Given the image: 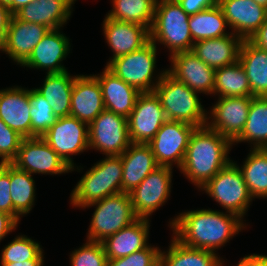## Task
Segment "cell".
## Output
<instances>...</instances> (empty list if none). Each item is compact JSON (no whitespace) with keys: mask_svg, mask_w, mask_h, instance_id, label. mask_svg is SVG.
<instances>
[{"mask_svg":"<svg viewBox=\"0 0 267 266\" xmlns=\"http://www.w3.org/2000/svg\"><path fill=\"white\" fill-rule=\"evenodd\" d=\"M238 215L212 209L180 213L170 222L173 236L183 245L216 252L245 228Z\"/></svg>","mask_w":267,"mask_h":266,"instance_id":"6da1fadb","label":"cell"},{"mask_svg":"<svg viewBox=\"0 0 267 266\" xmlns=\"http://www.w3.org/2000/svg\"><path fill=\"white\" fill-rule=\"evenodd\" d=\"M233 142L207 125L196 128L190 137L179 170L199 189L232 160L228 154ZM231 146V147H230Z\"/></svg>","mask_w":267,"mask_h":266,"instance_id":"7a4b0ae2","label":"cell"},{"mask_svg":"<svg viewBox=\"0 0 267 266\" xmlns=\"http://www.w3.org/2000/svg\"><path fill=\"white\" fill-rule=\"evenodd\" d=\"M159 98L167 120L188 123L197 128L207 125V116L198 93L167 71L153 91Z\"/></svg>","mask_w":267,"mask_h":266,"instance_id":"3957f363","label":"cell"},{"mask_svg":"<svg viewBox=\"0 0 267 266\" xmlns=\"http://www.w3.org/2000/svg\"><path fill=\"white\" fill-rule=\"evenodd\" d=\"M122 158L107 156L98 161L76 184L71 193V204L84 208L107 196L122 192Z\"/></svg>","mask_w":267,"mask_h":266,"instance_id":"277c9868","label":"cell"},{"mask_svg":"<svg viewBox=\"0 0 267 266\" xmlns=\"http://www.w3.org/2000/svg\"><path fill=\"white\" fill-rule=\"evenodd\" d=\"M189 17L176 0H158L150 40L155 45L160 42L167 46L171 55L192 51L194 41L189 29Z\"/></svg>","mask_w":267,"mask_h":266,"instance_id":"5b68a950","label":"cell"},{"mask_svg":"<svg viewBox=\"0 0 267 266\" xmlns=\"http://www.w3.org/2000/svg\"><path fill=\"white\" fill-rule=\"evenodd\" d=\"M93 205H96V209L88 230L89 241L102 242L138 219L133 210L130 194L126 192L107 196L84 208Z\"/></svg>","mask_w":267,"mask_h":266,"instance_id":"8992f818","label":"cell"},{"mask_svg":"<svg viewBox=\"0 0 267 266\" xmlns=\"http://www.w3.org/2000/svg\"><path fill=\"white\" fill-rule=\"evenodd\" d=\"M157 47L150 40L142 48L127 55L113 59L106 67L125 83L135 87L141 93L153 92L159 84L164 72L163 70L155 83L153 74L156 67Z\"/></svg>","mask_w":267,"mask_h":266,"instance_id":"52a82bcc","label":"cell"},{"mask_svg":"<svg viewBox=\"0 0 267 266\" xmlns=\"http://www.w3.org/2000/svg\"><path fill=\"white\" fill-rule=\"evenodd\" d=\"M202 189L225 208L226 212L236 214L240 218L246 214L253 200L239 166L233 161L221 169Z\"/></svg>","mask_w":267,"mask_h":266,"instance_id":"ba28073f","label":"cell"},{"mask_svg":"<svg viewBox=\"0 0 267 266\" xmlns=\"http://www.w3.org/2000/svg\"><path fill=\"white\" fill-rule=\"evenodd\" d=\"M89 149L106 156H120L131 144L127 118L107 110L88 124Z\"/></svg>","mask_w":267,"mask_h":266,"instance_id":"9c48e42d","label":"cell"},{"mask_svg":"<svg viewBox=\"0 0 267 266\" xmlns=\"http://www.w3.org/2000/svg\"><path fill=\"white\" fill-rule=\"evenodd\" d=\"M197 127L188 123L166 120L148 143L159 166L181 168L190 137Z\"/></svg>","mask_w":267,"mask_h":266,"instance_id":"30bf717a","label":"cell"},{"mask_svg":"<svg viewBox=\"0 0 267 266\" xmlns=\"http://www.w3.org/2000/svg\"><path fill=\"white\" fill-rule=\"evenodd\" d=\"M41 138L74 170L70 155L89 149L88 124L75 117H59Z\"/></svg>","mask_w":267,"mask_h":266,"instance_id":"8fae6325","label":"cell"},{"mask_svg":"<svg viewBox=\"0 0 267 266\" xmlns=\"http://www.w3.org/2000/svg\"><path fill=\"white\" fill-rule=\"evenodd\" d=\"M172 169L158 166L130 194L133 210L138 218L149 219L170 196Z\"/></svg>","mask_w":267,"mask_h":266,"instance_id":"7c38bea8","label":"cell"},{"mask_svg":"<svg viewBox=\"0 0 267 266\" xmlns=\"http://www.w3.org/2000/svg\"><path fill=\"white\" fill-rule=\"evenodd\" d=\"M11 164L29 174L56 175L71 172V167L41 137L24 138Z\"/></svg>","mask_w":267,"mask_h":266,"instance_id":"4fadbf2b","label":"cell"},{"mask_svg":"<svg viewBox=\"0 0 267 266\" xmlns=\"http://www.w3.org/2000/svg\"><path fill=\"white\" fill-rule=\"evenodd\" d=\"M167 120L159 98L154 92H143L127 118L131 143L148 144Z\"/></svg>","mask_w":267,"mask_h":266,"instance_id":"5bb4252c","label":"cell"},{"mask_svg":"<svg viewBox=\"0 0 267 266\" xmlns=\"http://www.w3.org/2000/svg\"><path fill=\"white\" fill-rule=\"evenodd\" d=\"M253 97H219L207 119V126L232 142L241 134Z\"/></svg>","mask_w":267,"mask_h":266,"instance_id":"9a60e30c","label":"cell"},{"mask_svg":"<svg viewBox=\"0 0 267 266\" xmlns=\"http://www.w3.org/2000/svg\"><path fill=\"white\" fill-rule=\"evenodd\" d=\"M171 68L166 71L197 93L213 94L215 69L206 65L192 51L170 55Z\"/></svg>","mask_w":267,"mask_h":266,"instance_id":"2e32d148","label":"cell"},{"mask_svg":"<svg viewBox=\"0 0 267 266\" xmlns=\"http://www.w3.org/2000/svg\"><path fill=\"white\" fill-rule=\"evenodd\" d=\"M59 30H50L20 66L46 69L47 74L66 72L61 62L68 56L71 45L69 38Z\"/></svg>","mask_w":267,"mask_h":266,"instance_id":"e0dca14e","label":"cell"},{"mask_svg":"<svg viewBox=\"0 0 267 266\" xmlns=\"http://www.w3.org/2000/svg\"><path fill=\"white\" fill-rule=\"evenodd\" d=\"M232 33L249 40L265 22L267 9L252 0H219Z\"/></svg>","mask_w":267,"mask_h":266,"instance_id":"ac0fdd59","label":"cell"},{"mask_svg":"<svg viewBox=\"0 0 267 266\" xmlns=\"http://www.w3.org/2000/svg\"><path fill=\"white\" fill-rule=\"evenodd\" d=\"M103 32L113 56L106 66L118 57L142 48L150 41V30L140 24L116 21L105 17Z\"/></svg>","mask_w":267,"mask_h":266,"instance_id":"d6986e66","label":"cell"},{"mask_svg":"<svg viewBox=\"0 0 267 266\" xmlns=\"http://www.w3.org/2000/svg\"><path fill=\"white\" fill-rule=\"evenodd\" d=\"M49 31L45 25L25 22L13 15L1 51L21 65Z\"/></svg>","mask_w":267,"mask_h":266,"instance_id":"ffe728a7","label":"cell"},{"mask_svg":"<svg viewBox=\"0 0 267 266\" xmlns=\"http://www.w3.org/2000/svg\"><path fill=\"white\" fill-rule=\"evenodd\" d=\"M104 110L98 79L94 75H76L71 94L70 116L89 124Z\"/></svg>","mask_w":267,"mask_h":266,"instance_id":"44dd1931","label":"cell"},{"mask_svg":"<svg viewBox=\"0 0 267 266\" xmlns=\"http://www.w3.org/2000/svg\"><path fill=\"white\" fill-rule=\"evenodd\" d=\"M29 90L18 86L0 90V119L24 138H31Z\"/></svg>","mask_w":267,"mask_h":266,"instance_id":"7402d4cb","label":"cell"},{"mask_svg":"<svg viewBox=\"0 0 267 266\" xmlns=\"http://www.w3.org/2000/svg\"><path fill=\"white\" fill-rule=\"evenodd\" d=\"M101 86L105 110L128 118L141 92L125 83L106 66L102 74L94 75Z\"/></svg>","mask_w":267,"mask_h":266,"instance_id":"603a6c76","label":"cell"},{"mask_svg":"<svg viewBox=\"0 0 267 266\" xmlns=\"http://www.w3.org/2000/svg\"><path fill=\"white\" fill-rule=\"evenodd\" d=\"M122 158V192L129 193L159 165L148 144L131 143Z\"/></svg>","mask_w":267,"mask_h":266,"instance_id":"cb8c5ba5","label":"cell"},{"mask_svg":"<svg viewBox=\"0 0 267 266\" xmlns=\"http://www.w3.org/2000/svg\"><path fill=\"white\" fill-rule=\"evenodd\" d=\"M76 0H35L14 15L25 22L45 25L50 30L60 29L70 18Z\"/></svg>","mask_w":267,"mask_h":266,"instance_id":"d4e9b609","label":"cell"},{"mask_svg":"<svg viewBox=\"0 0 267 266\" xmlns=\"http://www.w3.org/2000/svg\"><path fill=\"white\" fill-rule=\"evenodd\" d=\"M149 219L138 218L133 223L102 241L107 259H118L146 248Z\"/></svg>","mask_w":267,"mask_h":266,"instance_id":"484cf974","label":"cell"},{"mask_svg":"<svg viewBox=\"0 0 267 266\" xmlns=\"http://www.w3.org/2000/svg\"><path fill=\"white\" fill-rule=\"evenodd\" d=\"M242 41L238 35L230 32L229 35L220 38L194 43L192 52L209 67L218 69L238 61Z\"/></svg>","mask_w":267,"mask_h":266,"instance_id":"4316f807","label":"cell"},{"mask_svg":"<svg viewBox=\"0 0 267 266\" xmlns=\"http://www.w3.org/2000/svg\"><path fill=\"white\" fill-rule=\"evenodd\" d=\"M238 61L245 70L253 96L267 97V50L243 40Z\"/></svg>","mask_w":267,"mask_h":266,"instance_id":"83f0119b","label":"cell"},{"mask_svg":"<svg viewBox=\"0 0 267 266\" xmlns=\"http://www.w3.org/2000/svg\"><path fill=\"white\" fill-rule=\"evenodd\" d=\"M75 78L76 76H71L68 71L47 74L42 87L34 88L46 99L57 118L70 116L71 94Z\"/></svg>","mask_w":267,"mask_h":266,"instance_id":"f1b7e54d","label":"cell"},{"mask_svg":"<svg viewBox=\"0 0 267 266\" xmlns=\"http://www.w3.org/2000/svg\"><path fill=\"white\" fill-rule=\"evenodd\" d=\"M167 252H160L163 266H223V261L210 250L183 245L174 236Z\"/></svg>","mask_w":267,"mask_h":266,"instance_id":"f546056e","label":"cell"},{"mask_svg":"<svg viewBox=\"0 0 267 266\" xmlns=\"http://www.w3.org/2000/svg\"><path fill=\"white\" fill-rule=\"evenodd\" d=\"M246 141L253 149H267V97L253 96L244 129L233 144Z\"/></svg>","mask_w":267,"mask_h":266,"instance_id":"4dcf8cb0","label":"cell"},{"mask_svg":"<svg viewBox=\"0 0 267 266\" xmlns=\"http://www.w3.org/2000/svg\"><path fill=\"white\" fill-rule=\"evenodd\" d=\"M213 94L219 97H253L247 75L239 61L215 69Z\"/></svg>","mask_w":267,"mask_h":266,"instance_id":"1f68e13d","label":"cell"},{"mask_svg":"<svg viewBox=\"0 0 267 266\" xmlns=\"http://www.w3.org/2000/svg\"><path fill=\"white\" fill-rule=\"evenodd\" d=\"M226 26L228 24L219 5L189 17V29L194 43L229 35L225 31Z\"/></svg>","mask_w":267,"mask_h":266,"instance_id":"d6a6232c","label":"cell"},{"mask_svg":"<svg viewBox=\"0 0 267 266\" xmlns=\"http://www.w3.org/2000/svg\"><path fill=\"white\" fill-rule=\"evenodd\" d=\"M252 198H267V149L251 148L239 167Z\"/></svg>","mask_w":267,"mask_h":266,"instance_id":"836d02e7","label":"cell"},{"mask_svg":"<svg viewBox=\"0 0 267 266\" xmlns=\"http://www.w3.org/2000/svg\"><path fill=\"white\" fill-rule=\"evenodd\" d=\"M113 9L106 17L116 21L140 24L151 30L154 13L155 0H112Z\"/></svg>","mask_w":267,"mask_h":266,"instance_id":"e575fe53","label":"cell"},{"mask_svg":"<svg viewBox=\"0 0 267 266\" xmlns=\"http://www.w3.org/2000/svg\"><path fill=\"white\" fill-rule=\"evenodd\" d=\"M10 193L14 210L24 216L29 213L35 200V181L28 172L10 163Z\"/></svg>","mask_w":267,"mask_h":266,"instance_id":"d590c367","label":"cell"},{"mask_svg":"<svg viewBox=\"0 0 267 266\" xmlns=\"http://www.w3.org/2000/svg\"><path fill=\"white\" fill-rule=\"evenodd\" d=\"M31 138L41 137L58 119L49 103L35 89L29 90Z\"/></svg>","mask_w":267,"mask_h":266,"instance_id":"8d00e7d4","label":"cell"},{"mask_svg":"<svg viewBox=\"0 0 267 266\" xmlns=\"http://www.w3.org/2000/svg\"><path fill=\"white\" fill-rule=\"evenodd\" d=\"M43 249L39 243L20 235L6 245L1 253V263L21 262L25 260H43Z\"/></svg>","mask_w":267,"mask_h":266,"instance_id":"74e56055","label":"cell"},{"mask_svg":"<svg viewBox=\"0 0 267 266\" xmlns=\"http://www.w3.org/2000/svg\"><path fill=\"white\" fill-rule=\"evenodd\" d=\"M71 266H107V256L101 242L87 241L71 254Z\"/></svg>","mask_w":267,"mask_h":266,"instance_id":"f35d334b","label":"cell"},{"mask_svg":"<svg viewBox=\"0 0 267 266\" xmlns=\"http://www.w3.org/2000/svg\"><path fill=\"white\" fill-rule=\"evenodd\" d=\"M161 250L148 245L128 256L118 259H108L107 266H155L160 261Z\"/></svg>","mask_w":267,"mask_h":266,"instance_id":"ab89813d","label":"cell"},{"mask_svg":"<svg viewBox=\"0 0 267 266\" xmlns=\"http://www.w3.org/2000/svg\"><path fill=\"white\" fill-rule=\"evenodd\" d=\"M23 139L24 137L0 119V158L2 162L11 163L16 158Z\"/></svg>","mask_w":267,"mask_h":266,"instance_id":"60d3db41","label":"cell"},{"mask_svg":"<svg viewBox=\"0 0 267 266\" xmlns=\"http://www.w3.org/2000/svg\"><path fill=\"white\" fill-rule=\"evenodd\" d=\"M10 185V163H7L0 173V211L11 215L19 223L21 217L13 208Z\"/></svg>","mask_w":267,"mask_h":266,"instance_id":"b9f144b4","label":"cell"},{"mask_svg":"<svg viewBox=\"0 0 267 266\" xmlns=\"http://www.w3.org/2000/svg\"><path fill=\"white\" fill-rule=\"evenodd\" d=\"M189 16L219 5V0H176Z\"/></svg>","mask_w":267,"mask_h":266,"instance_id":"7bdbcfd3","label":"cell"},{"mask_svg":"<svg viewBox=\"0 0 267 266\" xmlns=\"http://www.w3.org/2000/svg\"><path fill=\"white\" fill-rule=\"evenodd\" d=\"M13 14L10 9L0 4V51L6 40L8 27Z\"/></svg>","mask_w":267,"mask_h":266,"instance_id":"ee69618b","label":"cell"},{"mask_svg":"<svg viewBox=\"0 0 267 266\" xmlns=\"http://www.w3.org/2000/svg\"><path fill=\"white\" fill-rule=\"evenodd\" d=\"M18 226V222L9 214L0 211V241Z\"/></svg>","mask_w":267,"mask_h":266,"instance_id":"f6af8a7d","label":"cell"},{"mask_svg":"<svg viewBox=\"0 0 267 266\" xmlns=\"http://www.w3.org/2000/svg\"><path fill=\"white\" fill-rule=\"evenodd\" d=\"M249 40L257 47L267 50V17L258 31Z\"/></svg>","mask_w":267,"mask_h":266,"instance_id":"bcb514c9","label":"cell"},{"mask_svg":"<svg viewBox=\"0 0 267 266\" xmlns=\"http://www.w3.org/2000/svg\"><path fill=\"white\" fill-rule=\"evenodd\" d=\"M237 266H267V255L251 254L244 256Z\"/></svg>","mask_w":267,"mask_h":266,"instance_id":"7dc6e473","label":"cell"},{"mask_svg":"<svg viewBox=\"0 0 267 266\" xmlns=\"http://www.w3.org/2000/svg\"><path fill=\"white\" fill-rule=\"evenodd\" d=\"M44 260H25L21 262L1 263V266H43Z\"/></svg>","mask_w":267,"mask_h":266,"instance_id":"c3c4849f","label":"cell"},{"mask_svg":"<svg viewBox=\"0 0 267 266\" xmlns=\"http://www.w3.org/2000/svg\"><path fill=\"white\" fill-rule=\"evenodd\" d=\"M0 4L8 7L13 15L17 12V0H0Z\"/></svg>","mask_w":267,"mask_h":266,"instance_id":"681fc988","label":"cell"},{"mask_svg":"<svg viewBox=\"0 0 267 266\" xmlns=\"http://www.w3.org/2000/svg\"><path fill=\"white\" fill-rule=\"evenodd\" d=\"M34 1L35 0H17V11Z\"/></svg>","mask_w":267,"mask_h":266,"instance_id":"f907efd6","label":"cell"},{"mask_svg":"<svg viewBox=\"0 0 267 266\" xmlns=\"http://www.w3.org/2000/svg\"><path fill=\"white\" fill-rule=\"evenodd\" d=\"M252 1H254L258 5H261V6H263L264 8L267 9V0H252Z\"/></svg>","mask_w":267,"mask_h":266,"instance_id":"816d5d0a","label":"cell"},{"mask_svg":"<svg viewBox=\"0 0 267 266\" xmlns=\"http://www.w3.org/2000/svg\"><path fill=\"white\" fill-rule=\"evenodd\" d=\"M6 164V162H0V173L4 170Z\"/></svg>","mask_w":267,"mask_h":266,"instance_id":"f5cc1de1","label":"cell"},{"mask_svg":"<svg viewBox=\"0 0 267 266\" xmlns=\"http://www.w3.org/2000/svg\"><path fill=\"white\" fill-rule=\"evenodd\" d=\"M155 266H163L161 261H159Z\"/></svg>","mask_w":267,"mask_h":266,"instance_id":"db71d44e","label":"cell"}]
</instances>
